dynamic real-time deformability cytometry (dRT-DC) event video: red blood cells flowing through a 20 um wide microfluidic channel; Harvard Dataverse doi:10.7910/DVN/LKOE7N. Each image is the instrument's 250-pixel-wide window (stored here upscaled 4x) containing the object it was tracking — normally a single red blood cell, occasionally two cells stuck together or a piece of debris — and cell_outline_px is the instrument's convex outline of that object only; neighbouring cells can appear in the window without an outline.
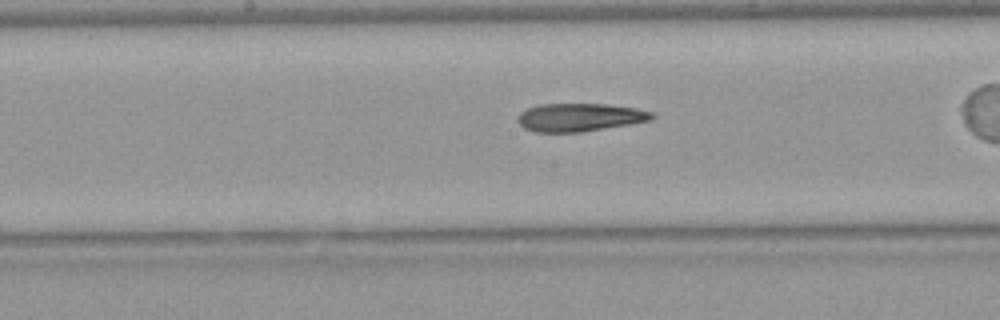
{"species": "Egyptian fruit bat (a non-hibernating species)", "species_latin": "Rousettus aegyptiacus", "temperature_condition": "warm", "stored_images_in_passage": 26, "camera_frame_rate_fps": 3000, "um_per_image_px": 0.085, "animal": {"sex": "female"}, "frame": {"image": 1, "passage_image": 12, "time_ms": 3.667, "image_size_px": [1000, 320], "cell_outline_px": [[656, 116], [652, 120], [580, 132], [536, 132], [524, 128], [516, 120], [516, 116], [520, 112], [528, 108], [540, 104], [608, 104], [636, 108], [652, 112]], "centroid_in_image_um": [49.25, 9.96], "position_along_channel_um": 198.9, "area_um2": 21.96}}
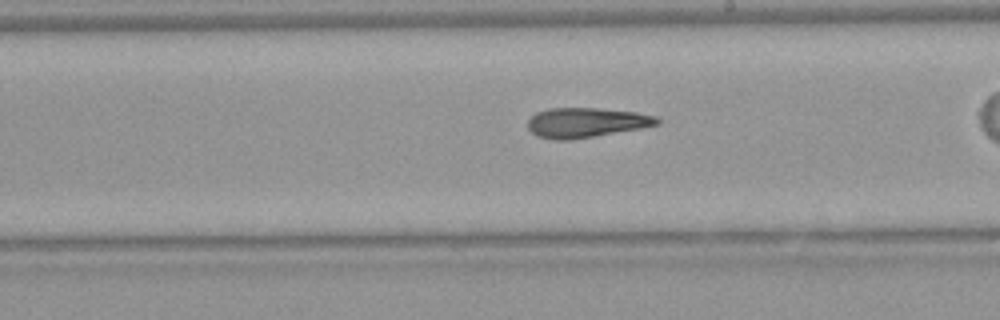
{"frame": {"image": 2, "passage_image": 15, "time_ms": 4.667, "image_size_px": [1000, 320], "cell_outline_px": [[660, 124], [640, 128], [568, 140], [552, 140], [536, 136], [528, 128], [528, 120], [536, 112], [548, 108], [596, 108], [636, 112], [656, 116], [660, 120]], "centroid_in_image_um": [49.79, 10.41], "position_along_channel_um": 239.2, "area_um2": 22.31}}